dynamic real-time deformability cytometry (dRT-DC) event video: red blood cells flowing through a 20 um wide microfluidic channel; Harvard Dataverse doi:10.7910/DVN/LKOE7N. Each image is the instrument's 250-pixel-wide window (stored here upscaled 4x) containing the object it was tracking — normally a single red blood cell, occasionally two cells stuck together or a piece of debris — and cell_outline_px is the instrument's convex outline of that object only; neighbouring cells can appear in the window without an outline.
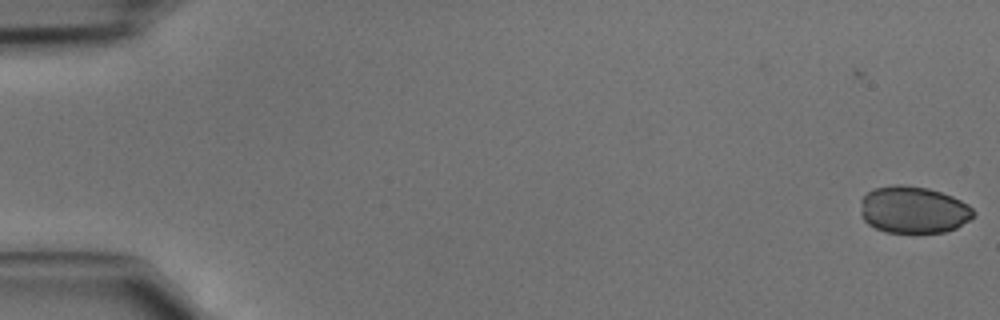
{"species": "common noctule bat (a hibernating species)", "species_latin": "Nyctalus noctula", "temperature_condition": "cold", "stored_images_in_passage": 46, "camera_frame_rate_fps": 3000, "um_per_image_px": 0.085, "animal": {"sex": "male", "body_mass_g": 15.6}, "frame": {"image": 1, "passage_image": 1, "time_ms": 0.0, "image_size_px": [1000, 320], "cell_outline_px": [[976, 216], [956, 228], [944, 232], [884, 232], [868, 224], [860, 216], [860, 200], [868, 192], [876, 188], [896, 184], [900, 184], [928, 188], [952, 196], [968, 204], [976, 212]], "centroid_in_image_um": [77.64, 17.83], "position_along_channel_um": 7.4, "area_um2": 31.1}}
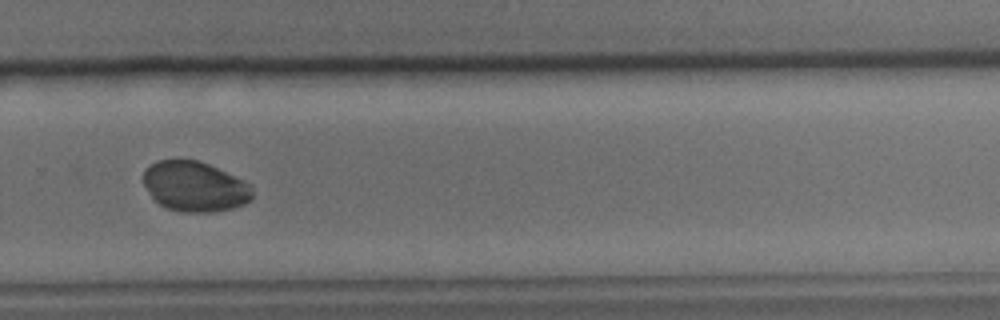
{"frame": {"image": 2, "passage_image": 32, "time_ms": 10.333, "image_size_px": [1000, 320], "cell_outline_px": [[252, 200], [244, 204], [232, 208], [216, 212], [184, 212], [168, 208], [160, 204], [152, 196], [144, 184], [144, 168], [156, 160], [200, 160], [244, 180], [252, 184]], "centroid_in_image_um": [16.59, 15.84], "position_along_channel_um": 313.2, "area_um2": 31.91}}
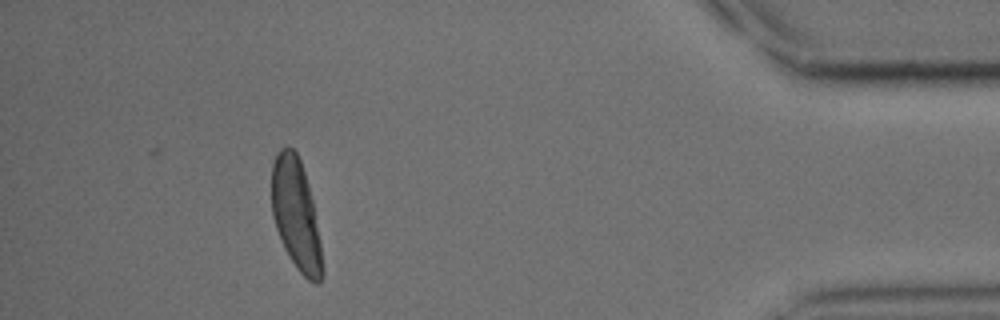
{"frame": {"image": 3, "passage_image": 42, "time_ms": 13.667, "image_size_px": [1000, 320], "cell_outline_px": [[324, 276], [316, 284], [308, 280], [296, 268], [284, 248], [280, 240], [272, 216], [272, 164], [276, 152], [280, 148], [292, 148], [296, 152], [300, 160], [308, 184], [312, 200], [320, 240], [324, 268]], "centroid_in_image_um": [25.16, 18.27], "position_along_channel_um": 410.0, "area_um2": 32.71}}